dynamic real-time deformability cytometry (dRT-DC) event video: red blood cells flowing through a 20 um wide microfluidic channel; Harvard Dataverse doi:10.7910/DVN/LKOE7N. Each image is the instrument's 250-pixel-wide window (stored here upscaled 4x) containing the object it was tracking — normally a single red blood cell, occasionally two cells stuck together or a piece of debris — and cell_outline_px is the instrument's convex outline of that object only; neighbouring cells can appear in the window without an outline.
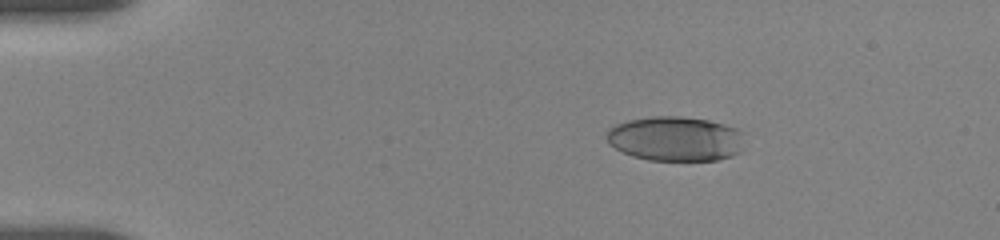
{"species": "human", "species_latin": "Homo sapiens", "temperature_condition": "room temperature", "stored_images_in_passage": 8, "camera_frame_rate_fps": 3000, "um_per_image_px": 0.085, "donor": {"sex": "female"}, "frame": {"image": 1, "passage_image": 2, "time_ms": 1.0, "image_size_px": [1000, 240], "cell_outline_px": [[744, 132], [740, 152], [732, 156], [716, 160], [648, 160], [632, 156], [608, 144], [604, 136], [604, 132], [608, 128], [616, 124], [628, 120], [652, 116], [680, 116], [708, 120], [724, 124], [736, 128]], "centroid_in_image_um": [57.38, 11.78], "position_along_channel_um": 27.6, "area_um2": 36.24}}
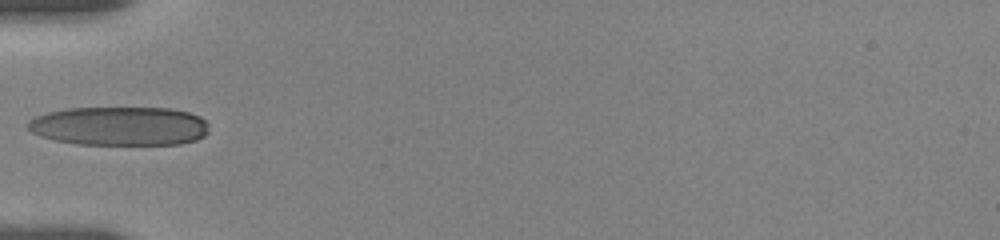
{"frame": {"image": 2, "passage_image": 5, "time_ms": 4.333, "image_size_px": [1000, 240], "cell_outline_px": [[208, 132], [204, 136], [196, 140], [180, 144], [76, 144], [56, 140], [40, 136], [32, 132], [24, 124], [28, 120], [36, 116], [48, 112], [68, 108], [172, 108], [188, 112], [200, 116], [208, 124]], "centroid_in_image_um": [10.15, 10.71], "position_along_channel_um": 74.8, "area_um2": 41.27}}
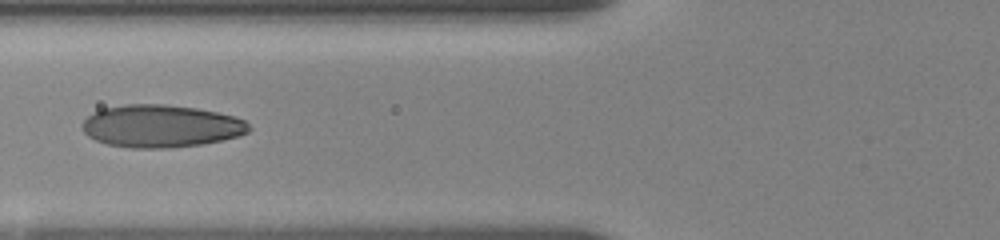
{"frame": {"image": 3, "passage_image": 7, "time_ms": 5.333, "image_size_px": [1000, 240], "cell_outline_px": [[252, 128], [248, 132], [240, 136], [200, 144], [168, 148], [132, 148], [108, 144], [96, 140], [88, 136], [84, 132], [80, 124], [92, 112], [104, 108], [124, 104], [164, 104], [196, 108], [236, 116], [244, 120]], "centroid_in_image_um": [13.67, 10.71], "position_along_channel_um": 112.1, "area_um2": 41.38}}